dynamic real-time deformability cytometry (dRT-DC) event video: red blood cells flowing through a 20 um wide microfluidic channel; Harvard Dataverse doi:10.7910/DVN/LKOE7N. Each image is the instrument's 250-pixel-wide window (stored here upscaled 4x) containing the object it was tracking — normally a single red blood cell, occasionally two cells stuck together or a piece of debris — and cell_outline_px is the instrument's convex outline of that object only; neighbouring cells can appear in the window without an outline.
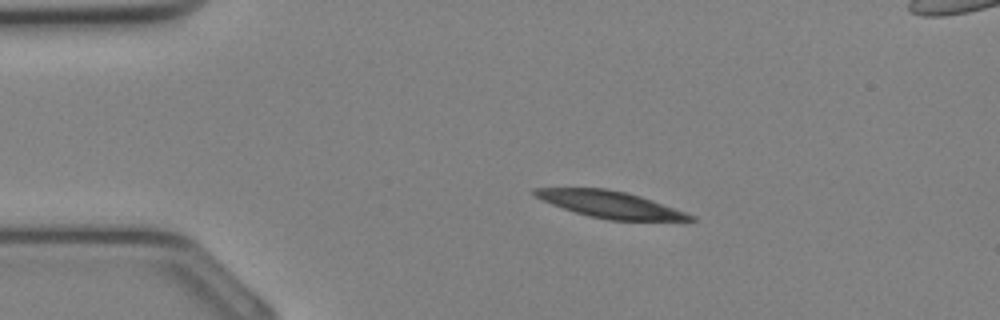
{"species": "Egyptian fruit bat (a non-hibernating species)", "species_latin": "Rousettus aegyptiacus", "temperature_condition": "cold", "stored_images_in_passage": 30, "segment_of_instrument_passage": [1, 2], "camera_frame_rate_fps": 3000, "um_per_image_px": 0.085, "animal": {"sex": "female"}, "frame": {"image": 1, "passage_image": 1, "time_ms": 0.0, "image_size_px": [1000, 320], "cell_outline_px": [[696, 220], [608, 220], [588, 216], [552, 204], [536, 196], [532, 192], [532, 188], [604, 188], [624, 192], [640, 196], [652, 200], [696, 216]], "centroid_in_image_um": [51.87, 17.38], "position_along_channel_um": 33.1, "area_um2": 23.76}}
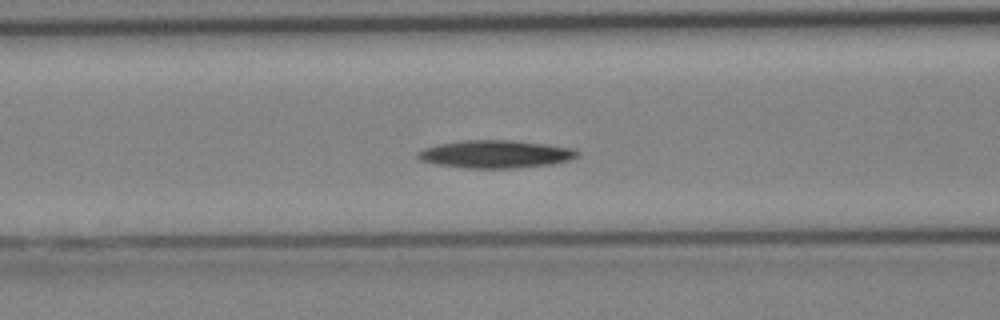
{"frame": {"image": 2, "passage_image": 8, "time_ms": 2.333, "image_size_px": [1000, 320], "cell_outline_px": [[580, 156], [572, 160], [552, 164], [512, 168], [464, 168], [436, 164], [420, 160], [416, 156], [416, 152], [424, 148], [436, 144], [464, 140], [512, 140], [576, 148], [580, 152]], "centroid_in_image_um": [42.14, 13.1], "position_along_channel_um": 124.5, "area_um2": 26.13}}
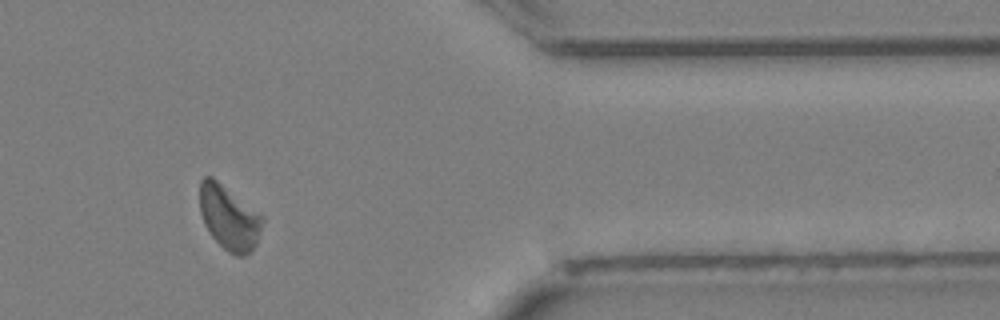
{"frame": {"image": 3, "passage_image": 23, "time_ms": 7.333, "image_size_px": [1000, 320], "cell_outline_px": [[264, 220], [256, 244], [252, 252], [244, 256], [236, 256], [228, 252], [212, 236], [204, 224], [200, 212], [200, 180], [204, 176], [212, 176], [264, 216]], "centroid_in_image_um": [19.48, 18.5], "position_along_channel_um": 391.9, "area_um2": 23.58}}